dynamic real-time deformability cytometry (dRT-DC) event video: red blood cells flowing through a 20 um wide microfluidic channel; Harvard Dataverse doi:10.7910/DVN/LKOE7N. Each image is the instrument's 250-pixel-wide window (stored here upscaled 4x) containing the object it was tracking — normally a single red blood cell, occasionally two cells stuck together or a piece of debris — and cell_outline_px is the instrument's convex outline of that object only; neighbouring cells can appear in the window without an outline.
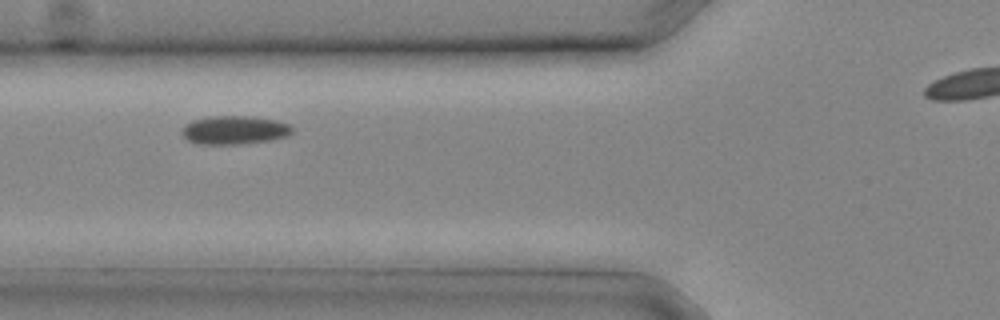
{"species": "common noctule bat (a hibernating species)", "species_latin": "Nyctalus noctula", "temperature_condition": "cold", "stored_images_in_passage": 8, "camera_frame_rate_fps": 3000, "um_per_image_px": 0.085, "animal": {"sex": "male", "body_mass_g": 20.4}, "frame": {"image": 1, "passage_image": 5, "time_ms": 1.333, "image_size_px": [1000, 320], "cell_outline_px": [[292, 132], [288, 136], [272, 140], [240, 144], [196, 144], [188, 140], [180, 132], [184, 124], [192, 120], [212, 116], [252, 116], [276, 120], [292, 124]], "centroid_in_image_um": [19.93, 11.05], "position_along_channel_um": 105.9, "area_um2": 18.61}}
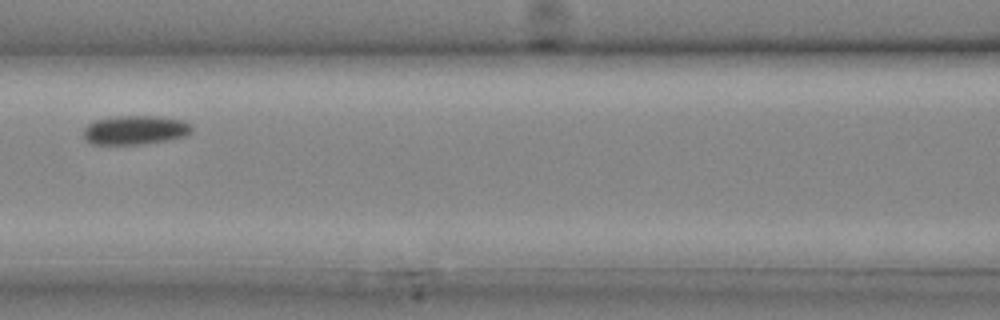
{"frame": {"image": 2, "passage_image": 7, "time_ms": 2.0, "image_size_px": [1000, 320], "cell_outline_px": [[192, 132], [184, 136], [164, 140], [140, 144], [92, 144], [84, 136], [84, 128], [88, 124], [96, 120], [116, 116], [160, 116], [184, 120], [192, 124]], "centroid_in_image_um": [11.52, 11.03], "position_along_channel_um": 155.1, "area_um2": 18.21}}